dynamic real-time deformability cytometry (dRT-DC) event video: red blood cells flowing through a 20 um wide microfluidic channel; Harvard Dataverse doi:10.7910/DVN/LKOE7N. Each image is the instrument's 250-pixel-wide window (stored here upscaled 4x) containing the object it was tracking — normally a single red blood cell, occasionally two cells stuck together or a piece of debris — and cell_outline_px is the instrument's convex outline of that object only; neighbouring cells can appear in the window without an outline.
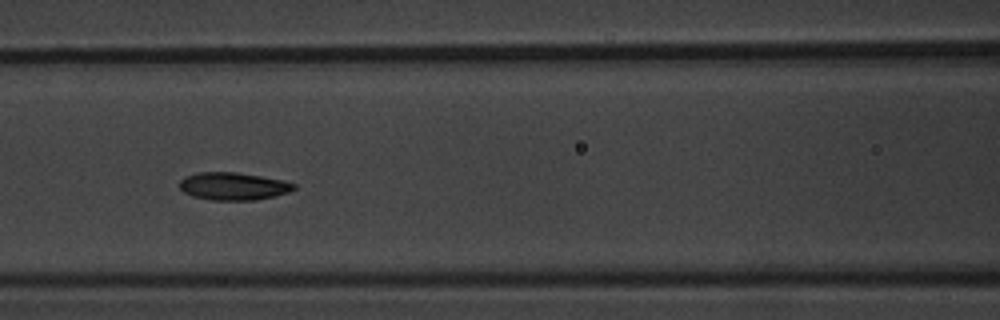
{"species": "common noctule bat (a hibernating species)", "species_latin": "Nyctalus noctula", "temperature_condition": "warm", "stored_images_in_passage": 8, "camera_frame_rate_fps": 3000, "um_per_image_px": 0.085, "animal": {"sex": "male", "body_mass_g": 20.1, "forearm_length_mm": 53.5}, "frame": {"image": 1, "passage_image": 6, "time_ms": 5.667, "image_size_px": [1000, 320], "cell_outline_px": [[296, 188], [288, 192], [276, 196], [256, 200], [212, 200], [192, 196], [184, 192], [180, 188], [180, 180], [184, 176], [196, 172], [236, 172], [260, 176], [280, 180], [296, 184]], "centroid_in_image_um": [19.81, 15.83], "position_along_channel_um": 146.8, "area_um2": 18.44}}
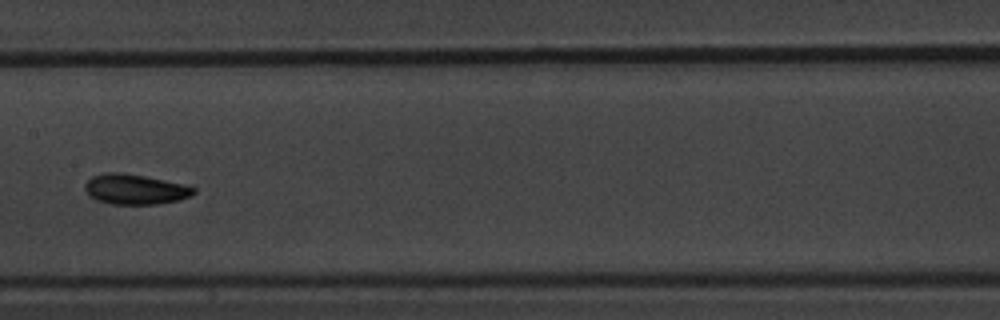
{"frame": {"image": 2, "passage_image": 7, "time_ms": 7.0, "image_size_px": [1000, 320], "cell_outline_px": [[196, 192], [192, 196], [180, 200], [156, 204], [112, 204], [96, 200], [88, 196], [84, 188], [84, 184], [92, 176], [104, 172], [124, 172], [184, 184], [196, 188]], "centroid_in_image_um": [11.47, 16.08], "position_along_channel_um": 195.9, "area_um2": 19.36}}
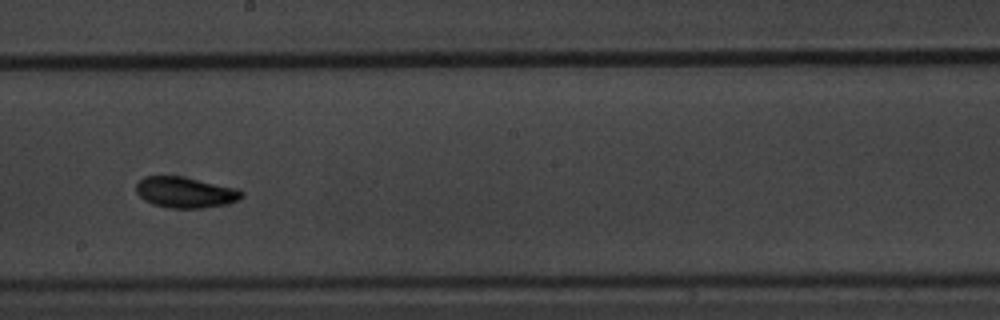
{"frame": {"image": 3, "passage_image": 8, "time_ms": 8.0, "image_size_px": [1000, 320], "cell_outline_px": [[244, 196], [240, 200], [228, 204], [204, 208], [168, 208], [152, 204], [144, 200], [136, 192], [136, 184], [144, 176], [180, 176], [240, 188], [244, 192]], "centroid_in_image_um": [15.8, 16.36], "position_along_channel_um": 232.4, "area_um2": 19.31}}